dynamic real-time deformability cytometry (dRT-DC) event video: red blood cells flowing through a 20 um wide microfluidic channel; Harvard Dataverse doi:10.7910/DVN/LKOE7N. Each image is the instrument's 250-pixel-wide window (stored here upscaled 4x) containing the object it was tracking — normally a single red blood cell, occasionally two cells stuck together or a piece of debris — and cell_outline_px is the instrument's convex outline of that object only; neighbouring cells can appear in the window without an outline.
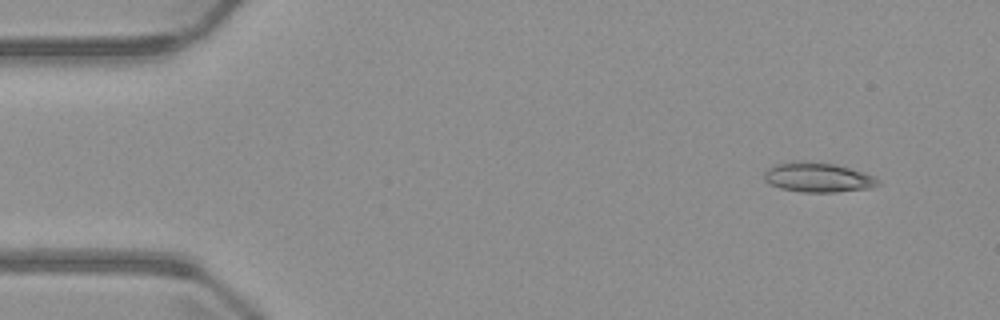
{"species": "common noctule bat (a hibernating species)", "species_latin": "Nyctalus noctula", "temperature_condition": "warm", "stored_images_in_passage": 5, "camera_frame_rate_fps": 3000, "um_per_image_px": 0.085, "animal": {"sex": "male", "body_mass_g": 23.1, "forearm_length_mm": 52.7}, "frame": {"image": 1, "passage_image": 1, "time_ms": 0.0, "image_size_px": [1000, 320], "cell_outline_px": [[880, 184], [868, 188], [836, 192], [804, 192], [780, 188], [768, 184], [764, 180], [764, 172], [768, 168], [776, 164], [796, 160], [808, 160], [832, 164], [848, 168], [872, 176], [880, 180]], "centroid_in_image_um": [69.45, 15.07], "position_along_channel_um": 15.6, "area_um2": 19.59}}
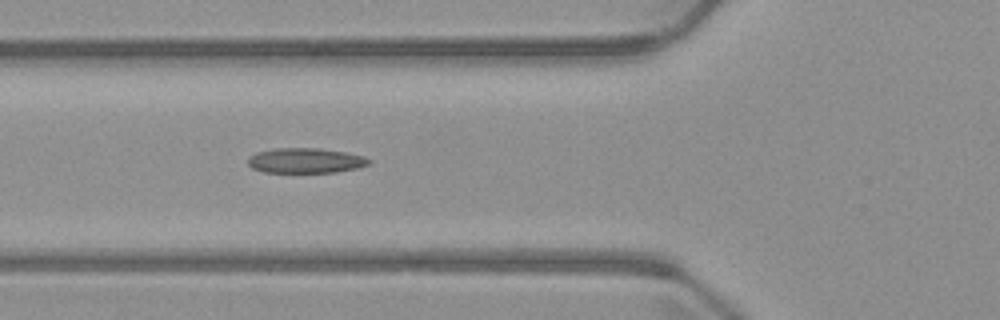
{"frame": {"image": 2, "passage_image": 5, "time_ms": 4.667, "image_size_px": [1000, 320], "cell_outline_px": [[372, 160], [368, 164], [356, 168], [336, 172], [264, 172], [252, 168], [248, 164], [248, 156], [256, 152], [272, 148], [316, 148], [344, 152], [364, 156]], "centroid_in_image_um": [25.93, 13.64], "position_along_channel_um": 99.9, "area_um2": 17.63}}